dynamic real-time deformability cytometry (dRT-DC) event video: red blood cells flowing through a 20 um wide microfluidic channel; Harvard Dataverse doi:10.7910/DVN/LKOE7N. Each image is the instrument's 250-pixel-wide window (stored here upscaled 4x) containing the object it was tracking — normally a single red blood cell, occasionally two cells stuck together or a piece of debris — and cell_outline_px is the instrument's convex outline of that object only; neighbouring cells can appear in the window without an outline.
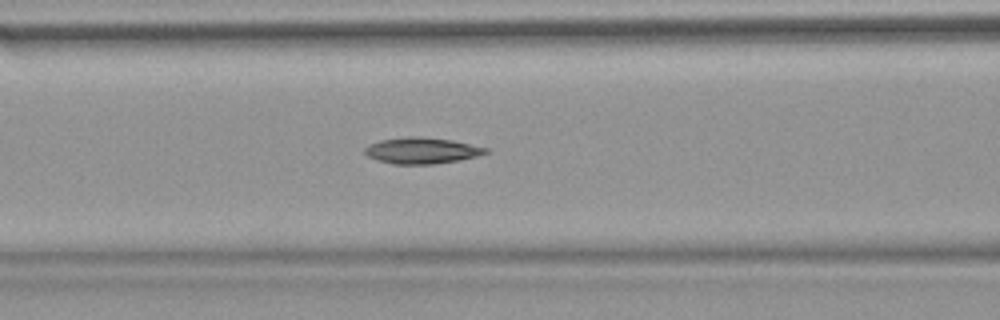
{"species": "common noctule bat (a hibernating species)", "species_latin": "Nyctalus noctula", "temperature_condition": "warm", "stored_images_in_passage": 20, "camera_frame_rate_fps": 3000, "um_per_image_px": 0.085, "animal": {"sex": "female", "body_mass_g": 18.4}, "frame": {"image": 1, "passage_image": 12, "time_ms": 3.667, "image_size_px": [1000, 320], "cell_outline_px": [[488, 152], [476, 156], [460, 160], [432, 164], [392, 164], [376, 160], [368, 156], [364, 152], [364, 148], [368, 144], [380, 140], [408, 136], [420, 136], [452, 140], [488, 148]], "centroid_in_image_um": [35.81, 12.79], "position_along_channel_um": 130.8, "area_um2": 18.5}}